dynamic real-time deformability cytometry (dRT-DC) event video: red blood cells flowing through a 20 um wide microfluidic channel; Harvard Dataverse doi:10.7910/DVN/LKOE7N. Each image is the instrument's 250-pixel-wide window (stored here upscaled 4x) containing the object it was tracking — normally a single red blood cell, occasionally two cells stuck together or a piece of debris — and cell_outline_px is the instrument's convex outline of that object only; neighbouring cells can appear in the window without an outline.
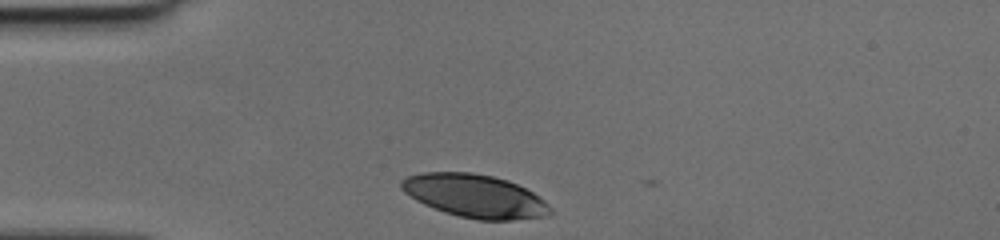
{"species": "human", "species_latin": "Homo sapiens", "temperature_condition": "cold", "stored_images_in_passage": 27, "camera_frame_rate_fps": 3000, "um_per_image_px": 0.085, "donor": {"sex": "female"}, "frame": {"image": 1, "passage_image": 1, "time_ms": 0.0, "image_size_px": [1000, 240], "cell_outline_px": [[552, 212], [548, 216], [512, 220], [480, 220], [460, 216], [444, 212], [424, 204], [416, 200], [404, 192], [400, 188], [400, 180], [404, 176], [424, 172], [472, 172], [492, 176], [508, 180], [532, 192], [544, 200], [548, 204]], "centroid_in_image_um": [40.33, 16.65], "position_along_channel_um": 44.7, "area_um2": 37.45}}
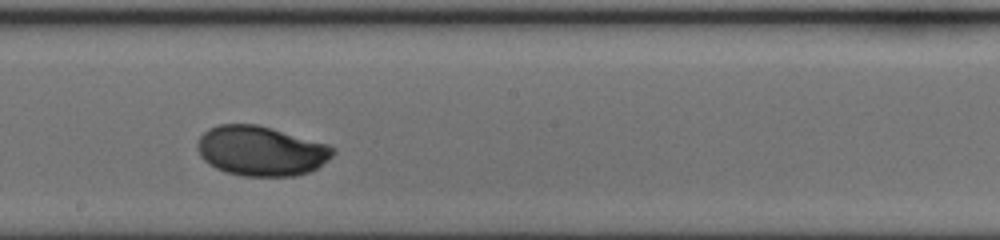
{"frame": {"image": 2, "passage_image": 16, "time_ms": 5.0, "image_size_px": [1000, 240], "cell_outline_px": [[336, 152], [328, 160], [316, 168], [308, 172], [296, 176], [244, 176], [224, 172], [208, 164], [200, 156], [196, 148], [196, 144], [200, 136], [208, 128], [220, 124], [256, 124], [272, 128], [328, 144], [336, 148]], "centroid_in_image_um": [22.17, 12.83], "position_along_channel_um": 226.0, "area_um2": 39.59}}
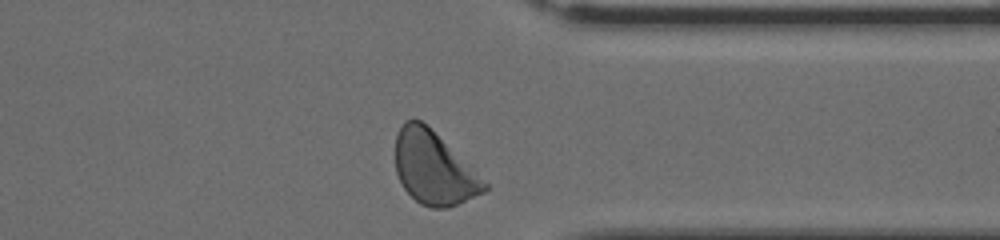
{"frame": {"image": 3, "passage_image": 27, "time_ms": 8.667, "image_size_px": [1000, 240], "cell_outline_px": [[488, 188], [484, 192], [448, 208], [432, 208], [420, 204], [404, 188], [396, 172], [396, 136], [404, 120], [420, 120], [488, 184]], "centroid_in_image_um": [36.83, 14.33], "position_along_channel_um": 374.6, "area_um2": 36.53}}